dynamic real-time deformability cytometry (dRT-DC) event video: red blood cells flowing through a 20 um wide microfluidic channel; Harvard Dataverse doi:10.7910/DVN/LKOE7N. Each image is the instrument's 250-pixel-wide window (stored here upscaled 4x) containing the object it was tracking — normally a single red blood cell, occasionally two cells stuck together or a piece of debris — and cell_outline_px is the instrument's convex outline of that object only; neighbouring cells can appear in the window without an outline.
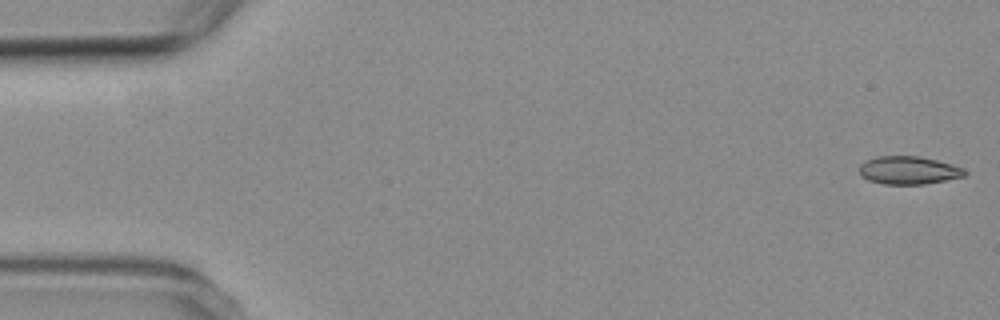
{"species": "common noctule bat (a hibernating species)", "species_latin": "Nyctalus noctula", "temperature_condition": "room temperature", "stored_images_in_passage": 54, "camera_frame_rate_fps": 3000, "um_per_image_px": 0.085, "animal": {"sex": "female", "body_mass_g": 19.3, "forearm_length_mm": 54.1}, "frame": {"image": 1, "passage_image": 1, "time_ms": 0.0, "image_size_px": [1000, 320], "cell_outline_px": [[968, 172], [964, 176], [924, 184], [884, 184], [868, 180], [860, 176], [860, 164], [876, 156], [920, 156], [936, 160], [964, 168]], "centroid_in_image_um": [77.22, 14.47], "position_along_channel_um": 7.8, "area_um2": 17.11}}
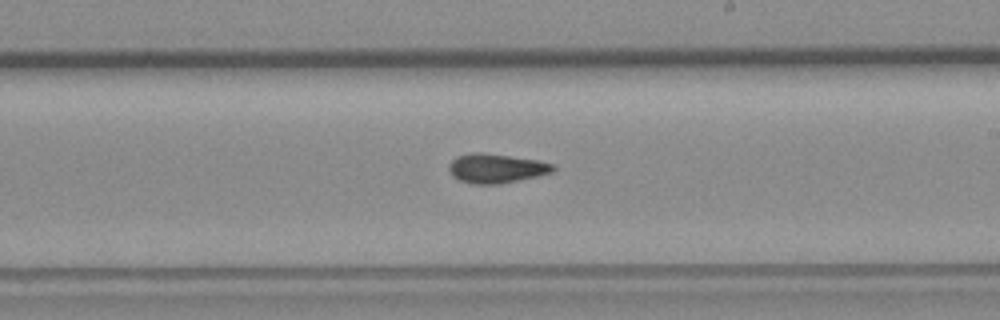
{"frame": {"image": 2, "passage_image": 31, "time_ms": 10.0, "image_size_px": [1000, 320], "cell_outline_px": [[556, 168], [552, 172], [536, 176], [500, 184], [472, 184], [460, 180], [452, 176], [448, 168], [448, 164], [456, 156], [472, 152], [484, 152], [536, 160], [552, 164]], "centroid_in_image_um": [42.12, 14.3], "position_along_channel_um": 246.9, "area_um2": 17.74}}
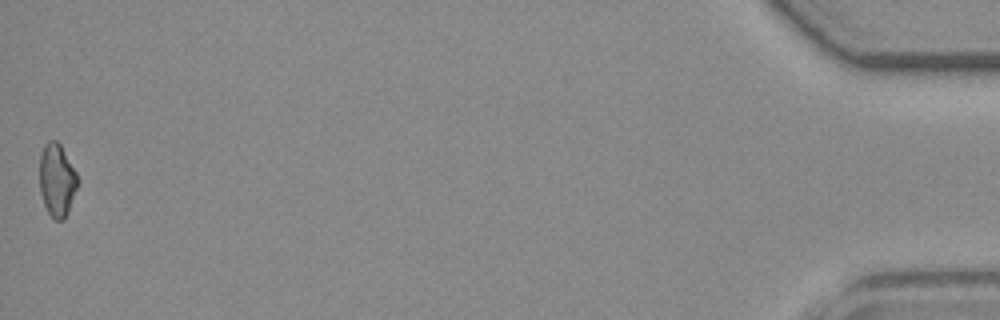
{"frame": {"image": 3, "passage_image": 54, "time_ms": 17.667, "image_size_px": [1000, 320], "cell_outline_px": [[76, 188], [68, 212], [64, 220], [56, 220], [48, 212], [44, 204], [40, 192], [40, 156], [44, 144], [48, 140], [56, 140], [60, 144], [76, 172]], "centroid_in_image_um": [4.81, 15.29], "position_along_channel_um": 430.4, "area_um2": 15.84}, "authors_computed_cell_mechanics": {"area_um2": 17.2822, "velocity_mm_per_s": 3.7672, "shape_relaxation_time_tau1_ms": 6.2309, "shape_relaxation_time_tau2_ms": 3.4343, "deformation_change_tau1": 0.1474, "deformation_change_tau2": 0.0879}}